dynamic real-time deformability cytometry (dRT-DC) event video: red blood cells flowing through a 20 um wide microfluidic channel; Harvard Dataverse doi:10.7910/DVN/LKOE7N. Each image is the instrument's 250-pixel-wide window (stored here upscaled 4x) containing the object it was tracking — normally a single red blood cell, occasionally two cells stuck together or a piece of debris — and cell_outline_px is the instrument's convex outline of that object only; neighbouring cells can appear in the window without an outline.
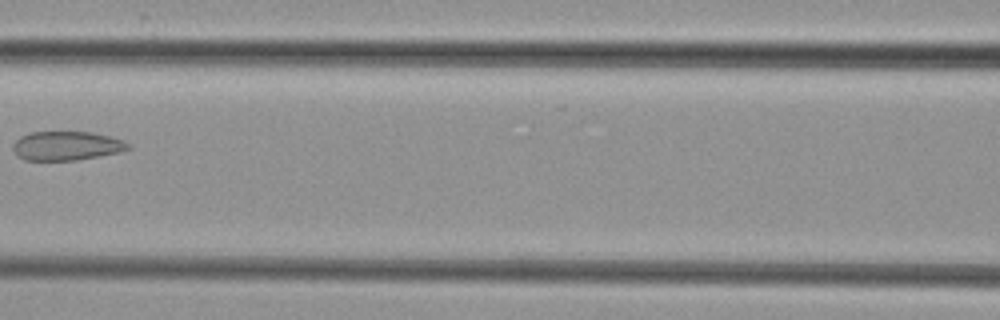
{"species": "common noctule bat (a hibernating species)", "species_latin": "Nyctalus noctula", "temperature_condition": "cold", "stored_images_in_passage": 8, "camera_frame_rate_fps": 3000, "um_per_image_px": 0.085, "animal": {"sex": "female", "body_mass_g": 29.2, "forearm_length_mm": 56.3}, "frame": {"image": 1, "passage_image": 7, "time_ms": 7.0, "image_size_px": [1000, 320], "cell_outline_px": [[132, 148], [120, 152], [100, 156], [76, 160], [24, 160], [16, 156], [12, 148], [12, 144], [20, 136], [28, 132], [92, 132], [124, 140], [132, 144]], "centroid_in_image_um": [5.66, 12.39], "position_along_channel_um": 160.9, "area_um2": 19.77}}
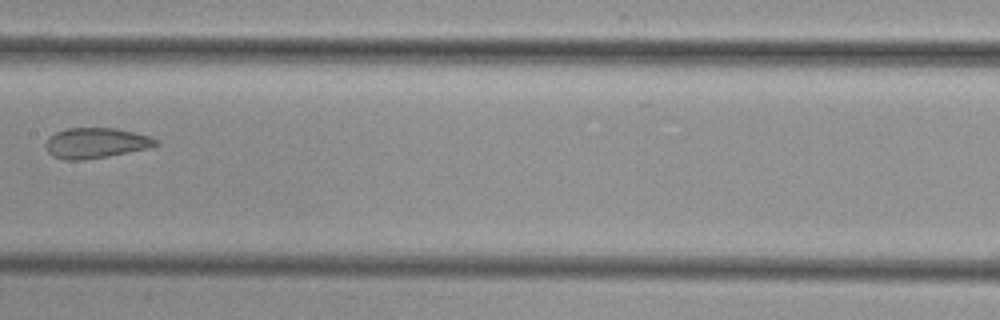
{"frame": {"image": 2, "passage_image": 8, "time_ms": 8.0, "image_size_px": [1000, 320], "cell_outline_px": [[160, 144], [148, 148], [108, 156], [84, 160], [64, 160], [52, 156], [44, 148], [44, 144], [48, 136], [64, 128], [116, 128], [152, 136], [160, 140]], "centroid_in_image_um": [8.13, 12.15], "position_along_channel_um": 199.3, "area_um2": 19.88}}